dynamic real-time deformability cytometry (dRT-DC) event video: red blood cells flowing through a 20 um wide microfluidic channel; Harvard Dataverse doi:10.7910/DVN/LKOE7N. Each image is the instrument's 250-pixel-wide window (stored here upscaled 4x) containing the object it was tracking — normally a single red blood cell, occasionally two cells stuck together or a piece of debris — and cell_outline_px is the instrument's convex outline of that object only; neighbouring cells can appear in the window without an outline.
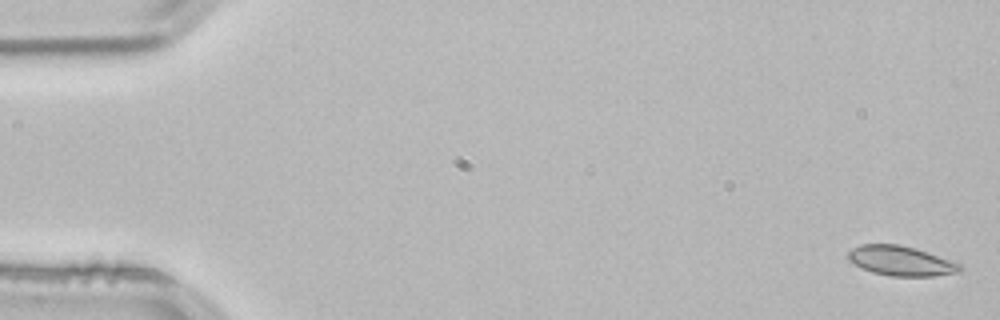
{"species": "common noctule bat (a hibernating species)", "species_latin": "Nyctalus noctula", "temperature_condition": "room temperature", "stored_images_in_passage": 53, "camera_frame_rate_fps": 3000, "um_per_image_px": 0.085, "animal": {"sex": "male", "body_mass_g": 21.5, "forearm_length_mm": 52.0}, "frame": {"image": 1, "passage_image": 1, "time_ms": 0.0, "image_size_px": [1000, 320], "cell_outline_px": [[964, 268], [960, 272], [932, 276], [888, 276], [872, 272], [848, 260], [848, 252], [852, 248], [860, 244], [900, 244], [916, 248], [964, 264]], "centroid_in_image_um": [76.64, 22.17], "position_along_channel_um": 8.4, "area_um2": 19.59}}
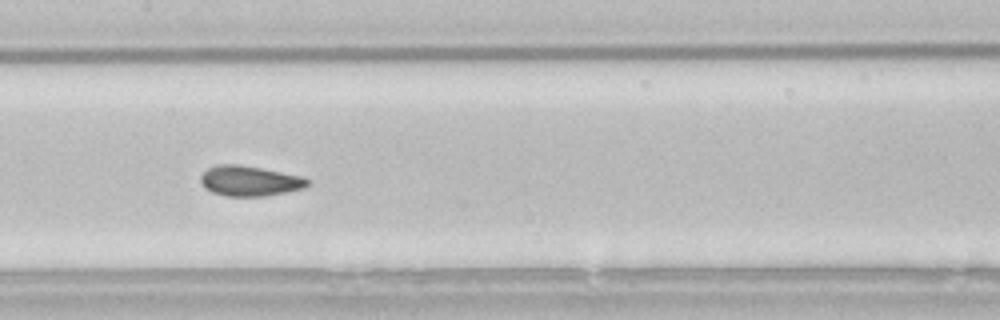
{"frame": {"image": 2, "passage_image": 26, "time_ms": 8.333, "image_size_px": [1000, 320], "cell_outline_px": [[312, 184], [304, 188], [264, 196], [224, 196], [212, 192], [204, 188], [200, 180], [200, 176], [208, 168], [220, 164], [236, 164], [260, 168], [300, 176], [312, 180]], "centroid_in_image_um": [21.22, 15.38], "position_along_channel_um": 186.2, "area_um2": 18.79}}
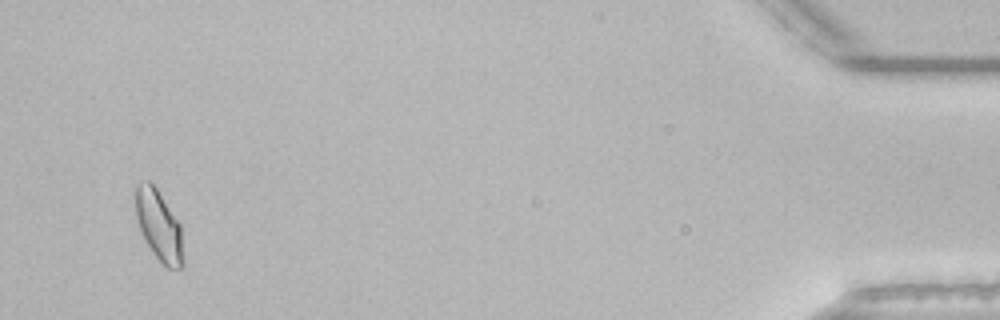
{"frame": {"image": 3, "passage_image": 51, "time_ms": 16.667, "image_size_px": [1000, 320], "cell_outline_px": [[184, 268], [168, 268], [152, 252], [144, 240], [140, 232], [136, 220], [136, 188], [144, 180], [148, 180], [156, 188], [180, 224], [184, 260]], "centroid_in_image_um": [13.51, 19.22], "position_along_channel_um": 421.7, "area_um2": 19.42}, "authors_computed_cell_mechanics": {"area_um2": 19.0162, "velocity_mm_per_s": 3.8253, "shape_relaxation_time_tau1_ms": 6.5652, "shape_relaxation_time_tau2_ms": 0.6681, "deformation_change_tau1": 0.1121, "deformation_change_tau2": 0.0457}}